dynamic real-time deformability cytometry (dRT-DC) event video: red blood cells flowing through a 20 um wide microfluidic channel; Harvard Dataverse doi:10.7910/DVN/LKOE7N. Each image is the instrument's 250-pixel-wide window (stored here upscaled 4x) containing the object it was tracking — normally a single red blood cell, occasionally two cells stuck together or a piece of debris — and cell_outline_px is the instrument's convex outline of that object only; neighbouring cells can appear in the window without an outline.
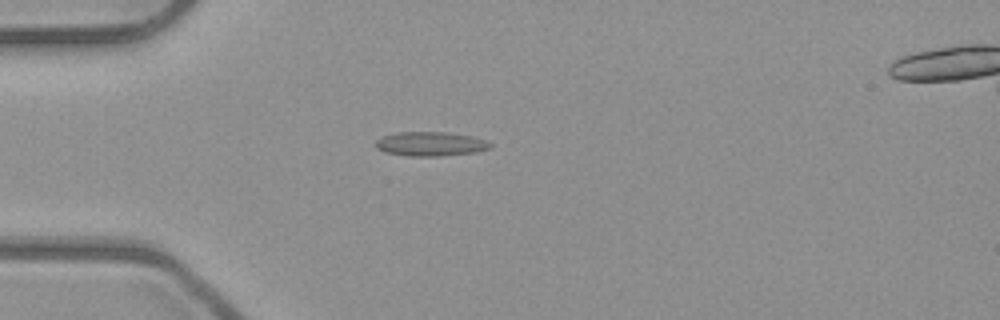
{"species": "common noctule bat (a hibernating species)", "species_latin": "Nyctalus noctula", "temperature_condition": "room temperature", "stored_images_in_passage": 6, "camera_frame_rate_fps": 3000, "um_per_image_px": 0.085, "animal": {"sex": "male", "body_mass_g": 23.1, "forearm_length_mm": 52.7}, "frame": {"image": 1, "passage_image": 5, "time_ms": 1.333, "image_size_px": [1000, 320], "cell_outline_px": [[492, 148], [476, 152], [440, 156], [408, 156], [384, 152], [376, 148], [376, 140], [380, 136], [396, 132], [448, 132], [472, 136], [488, 140], [492, 144]], "centroid_in_image_um": [36.6, 12.23], "position_along_channel_um": 48.4, "area_um2": 16.47}}